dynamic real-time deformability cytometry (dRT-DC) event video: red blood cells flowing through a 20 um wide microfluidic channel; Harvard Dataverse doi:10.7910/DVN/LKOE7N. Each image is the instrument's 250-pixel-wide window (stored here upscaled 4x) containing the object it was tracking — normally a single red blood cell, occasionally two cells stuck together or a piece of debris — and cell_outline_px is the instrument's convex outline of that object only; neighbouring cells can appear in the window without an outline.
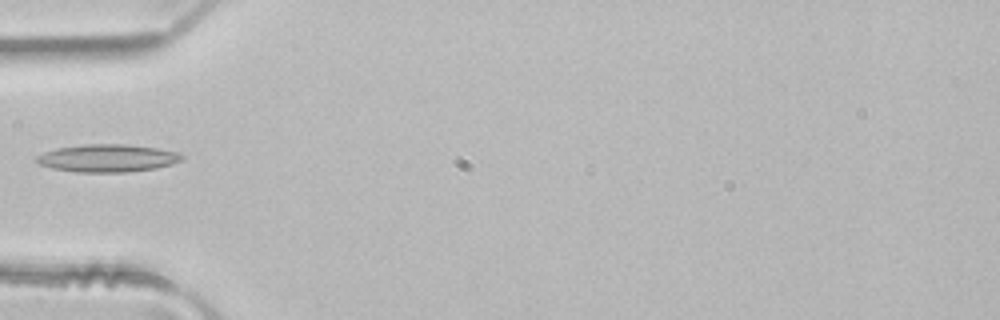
{"species": "common noctule bat (a hibernating species)", "species_latin": "Nyctalus noctula", "temperature_condition": "room temperature", "stored_images_in_passage": 4, "camera_frame_rate_fps": 3000, "um_per_image_px": 0.085, "animal": {"sex": "male", "body_mass_g": 21.5, "forearm_length_mm": 52.0}, "frame": {"image": 1, "passage_image": 4, "time_ms": 1.0, "image_size_px": [1000, 320], "cell_outline_px": [[184, 156], [180, 160], [172, 164], [156, 168], [124, 172], [76, 172], [52, 168], [40, 164], [36, 160], [36, 156], [44, 152], [56, 148], [84, 144], [124, 144], [156, 148], [176, 152]], "centroid_in_image_um": [9.11, 13.44], "position_along_channel_um": 75.9, "area_um2": 23.24}}